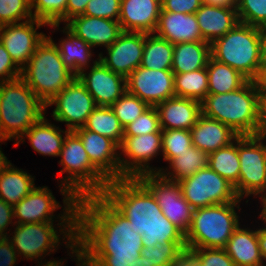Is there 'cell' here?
I'll return each mask as SVG.
<instances>
[{
    "mask_svg": "<svg viewBox=\"0 0 266 266\" xmlns=\"http://www.w3.org/2000/svg\"><path fill=\"white\" fill-rule=\"evenodd\" d=\"M77 240L91 266H132L142 235L102 194L79 200Z\"/></svg>",
    "mask_w": 266,
    "mask_h": 266,
    "instance_id": "obj_1",
    "label": "cell"
},
{
    "mask_svg": "<svg viewBox=\"0 0 266 266\" xmlns=\"http://www.w3.org/2000/svg\"><path fill=\"white\" fill-rule=\"evenodd\" d=\"M102 195L142 235L143 247L185 242V234L164 216L153 194L137 178L110 181Z\"/></svg>",
    "mask_w": 266,
    "mask_h": 266,
    "instance_id": "obj_2",
    "label": "cell"
},
{
    "mask_svg": "<svg viewBox=\"0 0 266 266\" xmlns=\"http://www.w3.org/2000/svg\"><path fill=\"white\" fill-rule=\"evenodd\" d=\"M261 86L248 80L241 88L222 94H207L201 102L202 114L229 126L239 136L258 135Z\"/></svg>",
    "mask_w": 266,
    "mask_h": 266,
    "instance_id": "obj_3",
    "label": "cell"
},
{
    "mask_svg": "<svg viewBox=\"0 0 266 266\" xmlns=\"http://www.w3.org/2000/svg\"><path fill=\"white\" fill-rule=\"evenodd\" d=\"M59 157L58 164L63 168L57 173V181L60 182L62 202H79L104 193L109 181L91 164L80 137L74 131L66 135Z\"/></svg>",
    "mask_w": 266,
    "mask_h": 266,
    "instance_id": "obj_4",
    "label": "cell"
},
{
    "mask_svg": "<svg viewBox=\"0 0 266 266\" xmlns=\"http://www.w3.org/2000/svg\"><path fill=\"white\" fill-rule=\"evenodd\" d=\"M45 111L46 105L21 77L0 82V143H16Z\"/></svg>",
    "mask_w": 266,
    "mask_h": 266,
    "instance_id": "obj_5",
    "label": "cell"
},
{
    "mask_svg": "<svg viewBox=\"0 0 266 266\" xmlns=\"http://www.w3.org/2000/svg\"><path fill=\"white\" fill-rule=\"evenodd\" d=\"M211 57L239 71L248 80L261 79V28L238 22L211 44Z\"/></svg>",
    "mask_w": 266,
    "mask_h": 266,
    "instance_id": "obj_6",
    "label": "cell"
},
{
    "mask_svg": "<svg viewBox=\"0 0 266 266\" xmlns=\"http://www.w3.org/2000/svg\"><path fill=\"white\" fill-rule=\"evenodd\" d=\"M78 222H44L15 224L14 232L8 234L13 248L20 259L41 262L54 254L60 245L68 248L77 240ZM58 226V227H56ZM59 228V230H58ZM12 235V237H10ZM62 236V237H61ZM62 241V242H61ZM64 243V245L62 244ZM23 256V258H22Z\"/></svg>",
    "mask_w": 266,
    "mask_h": 266,
    "instance_id": "obj_7",
    "label": "cell"
},
{
    "mask_svg": "<svg viewBox=\"0 0 266 266\" xmlns=\"http://www.w3.org/2000/svg\"><path fill=\"white\" fill-rule=\"evenodd\" d=\"M75 77L64 65L58 48L48 37L21 69V78L45 105Z\"/></svg>",
    "mask_w": 266,
    "mask_h": 266,
    "instance_id": "obj_8",
    "label": "cell"
},
{
    "mask_svg": "<svg viewBox=\"0 0 266 266\" xmlns=\"http://www.w3.org/2000/svg\"><path fill=\"white\" fill-rule=\"evenodd\" d=\"M242 200L194 209L191 225L185 234L186 245L194 248H224L241 224L238 211L242 210Z\"/></svg>",
    "mask_w": 266,
    "mask_h": 266,
    "instance_id": "obj_9",
    "label": "cell"
},
{
    "mask_svg": "<svg viewBox=\"0 0 266 266\" xmlns=\"http://www.w3.org/2000/svg\"><path fill=\"white\" fill-rule=\"evenodd\" d=\"M238 155L240 173L234 188L248 204L250 196L261 199L266 194V139L260 135L238 136Z\"/></svg>",
    "mask_w": 266,
    "mask_h": 266,
    "instance_id": "obj_10",
    "label": "cell"
},
{
    "mask_svg": "<svg viewBox=\"0 0 266 266\" xmlns=\"http://www.w3.org/2000/svg\"><path fill=\"white\" fill-rule=\"evenodd\" d=\"M78 206L79 202H63L62 207L48 186H35L27 196L13 206L14 220L16 224L78 222ZM60 208L63 212L55 215Z\"/></svg>",
    "mask_w": 266,
    "mask_h": 266,
    "instance_id": "obj_11",
    "label": "cell"
},
{
    "mask_svg": "<svg viewBox=\"0 0 266 266\" xmlns=\"http://www.w3.org/2000/svg\"><path fill=\"white\" fill-rule=\"evenodd\" d=\"M179 185L182 196L193 209L236 202L240 199L234 185L209 166L181 180Z\"/></svg>",
    "mask_w": 266,
    "mask_h": 266,
    "instance_id": "obj_12",
    "label": "cell"
},
{
    "mask_svg": "<svg viewBox=\"0 0 266 266\" xmlns=\"http://www.w3.org/2000/svg\"><path fill=\"white\" fill-rule=\"evenodd\" d=\"M161 154L162 132L123 136L119 146L121 179L138 178L148 173H160L163 166L157 168L150 163L153 162L154 157L162 156Z\"/></svg>",
    "mask_w": 266,
    "mask_h": 266,
    "instance_id": "obj_13",
    "label": "cell"
},
{
    "mask_svg": "<svg viewBox=\"0 0 266 266\" xmlns=\"http://www.w3.org/2000/svg\"><path fill=\"white\" fill-rule=\"evenodd\" d=\"M137 179L153 194L164 216L186 234L194 209L182 196L179 182L169 180L161 173L143 174Z\"/></svg>",
    "mask_w": 266,
    "mask_h": 266,
    "instance_id": "obj_14",
    "label": "cell"
},
{
    "mask_svg": "<svg viewBox=\"0 0 266 266\" xmlns=\"http://www.w3.org/2000/svg\"><path fill=\"white\" fill-rule=\"evenodd\" d=\"M54 105L51 116L54 121L65 123L69 131L83 127L88 116L97 107L93 97L77 77L46 104V112L48 107Z\"/></svg>",
    "mask_w": 266,
    "mask_h": 266,
    "instance_id": "obj_15",
    "label": "cell"
},
{
    "mask_svg": "<svg viewBox=\"0 0 266 266\" xmlns=\"http://www.w3.org/2000/svg\"><path fill=\"white\" fill-rule=\"evenodd\" d=\"M43 26L47 28L48 24L35 18L1 26L0 42L20 69L27 64L37 47L47 37L44 32H38Z\"/></svg>",
    "mask_w": 266,
    "mask_h": 266,
    "instance_id": "obj_16",
    "label": "cell"
},
{
    "mask_svg": "<svg viewBox=\"0 0 266 266\" xmlns=\"http://www.w3.org/2000/svg\"><path fill=\"white\" fill-rule=\"evenodd\" d=\"M127 92L149 106H156L175 96L172 70H152L138 66L126 78Z\"/></svg>",
    "mask_w": 266,
    "mask_h": 266,
    "instance_id": "obj_17",
    "label": "cell"
},
{
    "mask_svg": "<svg viewBox=\"0 0 266 266\" xmlns=\"http://www.w3.org/2000/svg\"><path fill=\"white\" fill-rule=\"evenodd\" d=\"M145 43V33L123 31L119 38L101 51L99 60L111 71L127 78L140 66Z\"/></svg>",
    "mask_w": 266,
    "mask_h": 266,
    "instance_id": "obj_18",
    "label": "cell"
},
{
    "mask_svg": "<svg viewBox=\"0 0 266 266\" xmlns=\"http://www.w3.org/2000/svg\"><path fill=\"white\" fill-rule=\"evenodd\" d=\"M76 77L91 94L97 106L110 107L127 91L126 78L111 71L100 60Z\"/></svg>",
    "mask_w": 266,
    "mask_h": 266,
    "instance_id": "obj_19",
    "label": "cell"
},
{
    "mask_svg": "<svg viewBox=\"0 0 266 266\" xmlns=\"http://www.w3.org/2000/svg\"><path fill=\"white\" fill-rule=\"evenodd\" d=\"M80 137L91 164L110 182L121 179L119 146L111 139L80 127Z\"/></svg>",
    "mask_w": 266,
    "mask_h": 266,
    "instance_id": "obj_20",
    "label": "cell"
},
{
    "mask_svg": "<svg viewBox=\"0 0 266 266\" xmlns=\"http://www.w3.org/2000/svg\"><path fill=\"white\" fill-rule=\"evenodd\" d=\"M161 9V0H121L118 21L123 31L153 34Z\"/></svg>",
    "mask_w": 266,
    "mask_h": 266,
    "instance_id": "obj_21",
    "label": "cell"
},
{
    "mask_svg": "<svg viewBox=\"0 0 266 266\" xmlns=\"http://www.w3.org/2000/svg\"><path fill=\"white\" fill-rule=\"evenodd\" d=\"M65 25L93 49L108 48L123 32L119 21L85 15L76 16Z\"/></svg>",
    "mask_w": 266,
    "mask_h": 266,
    "instance_id": "obj_22",
    "label": "cell"
},
{
    "mask_svg": "<svg viewBox=\"0 0 266 266\" xmlns=\"http://www.w3.org/2000/svg\"><path fill=\"white\" fill-rule=\"evenodd\" d=\"M48 26L52 28L54 32H58L60 29V31L63 32L62 34L65 35V38L62 37L58 43H56L50 35L47 37L58 48L64 65L76 76L81 71L93 66L99 60V58L95 60L92 58L95 49L83 39L79 38L65 24L63 27H60V24H49ZM62 28L63 30H61Z\"/></svg>",
    "mask_w": 266,
    "mask_h": 266,
    "instance_id": "obj_23",
    "label": "cell"
},
{
    "mask_svg": "<svg viewBox=\"0 0 266 266\" xmlns=\"http://www.w3.org/2000/svg\"><path fill=\"white\" fill-rule=\"evenodd\" d=\"M155 107L162 130H191L202 114L201 102L184 97L168 98Z\"/></svg>",
    "mask_w": 266,
    "mask_h": 266,
    "instance_id": "obj_24",
    "label": "cell"
},
{
    "mask_svg": "<svg viewBox=\"0 0 266 266\" xmlns=\"http://www.w3.org/2000/svg\"><path fill=\"white\" fill-rule=\"evenodd\" d=\"M46 117L47 115H44L32 125L13 146L26 143L25 139H28L31 148L38 154L59 157L65 137L70 131L62 130L60 126L54 125L55 123L52 124L51 120Z\"/></svg>",
    "mask_w": 266,
    "mask_h": 266,
    "instance_id": "obj_25",
    "label": "cell"
},
{
    "mask_svg": "<svg viewBox=\"0 0 266 266\" xmlns=\"http://www.w3.org/2000/svg\"><path fill=\"white\" fill-rule=\"evenodd\" d=\"M154 34L170 43L205 41L195 14L173 13L161 9Z\"/></svg>",
    "mask_w": 266,
    "mask_h": 266,
    "instance_id": "obj_26",
    "label": "cell"
},
{
    "mask_svg": "<svg viewBox=\"0 0 266 266\" xmlns=\"http://www.w3.org/2000/svg\"><path fill=\"white\" fill-rule=\"evenodd\" d=\"M190 133L193 145L207 154L229 145L239 136L229 126L203 114Z\"/></svg>",
    "mask_w": 266,
    "mask_h": 266,
    "instance_id": "obj_27",
    "label": "cell"
},
{
    "mask_svg": "<svg viewBox=\"0 0 266 266\" xmlns=\"http://www.w3.org/2000/svg\"><path fill=\"white\" fill-rule=\"evenodd\" d=\"M195 15L202 38L209 44L223 37L239 22L236 7L225 8L202 4Z\"/></svg>",
    "mask_w": 266,
    "mask_h": 266,
    "instance_id": "obj_28",
    "label": "cell"
},
{
    "mask_svg": "<svg viewBox=\"0 0 266 266\" xmlns=\"http://www.w3.org/2000/svg\"><path fill=\"white\" fill-rule=\"evenodd\" d=\"M240 224L224 247L235 266H266L258 244L257 228ZM254 229V230H253Z\"/></svg>",
    "mask_w": 266,
    "mask_h": 266,
    "instance_id": "obj_29",
    "label": "cell"
},
{
    "mask_svg": "<svg viewBox=\"0 0 266 266\" xmlns=\"http://www.w3.org/2000/svg\"><path fill=\"white\" fill-rule=\"evenodd\" d=\"M211 57V44L205 41L174 44L172 72L181 74L206 68Z\"/></svg>",
    "mask_w": 266,
    "mask_h": 266,
    "instance_id": "obj_30",
    "label": "cell"
},
{
    "mask_svg": "<svg viewBox=\"0 0 266 266\" xmlns=\"http://www.w3.org/2000/svg\"><path fill=\"white\" fill-rule=\"evenodd\" d=\"M34 181L35 176L9 162L0 176V199L15 206L33 190Z\"/></svg>",
    "mask_w": 266,
    "mask_h": 266,
    "instance_id": "obj_31",
    "label": "cell"
},
{
    "mask_svg": "<svg viewBox=\"0 0 266 266\" xmlns=\"http://www.w3.org/2000/svg\"><path fill=\"white\" fill-rule=\"evenodd\" d=\"M208 166V154L194 145L173 158L161 174L172 181L180 182Z\"/></svg>",
    "mask_w": 266,
    "mask_h": 266,
    "instance_id": "obj_32",
    "label": "cell"
},
{
    "mask_svg": "<svg viewBox=\"0 0 266 266\" xmlns=\"http://www.w3.org/2000/svg\"><path fill=\"white\" fill-rule=\"evenodd\" d=\"M208 94H222L241 88L248 79L227 64L209 58L207 63Z\"/></svg>",
    "mask_w": 266,
    "mask_h": 266,
    "instance_id": "obj_33",
    "label": "cell"
},
{
    "mask_svg": "<svg viewBox=\"0 0 266 266\" xmlns=\"http://www.w3.org/2000/svg\"><path fill=\"white\" fill-rule=\"evenodd\" d=\"M174 45L168 40L145 33V43L140 66L152 70H171Z\"/></svg>",
    "mask_w": 266,
    "mask_h": 266,
    "instance_id": "obj_34",
    "label": "cell"
},
{
    "mask_svg": "<svg viewBox=\"0 0 266 266\" xmlns=\"http://www.w3.org/2000/svg\"><path fill=\"white\" fill-rule=\"evenodd\" d=\"M208 166L235 186L240 173L238 137L229 145L208 154Z\"/></svg>",
    "mask_w": 266,
    "mask_h": 266,
    "instance_id": "obj_35",
    "label": "cell"
},
{
    "mask_svg": "<svg viewBox=\"0 0 266 266\" xmlns=\"http://www.w3.org/2000/svg\"><path fill=\"white\" fill-rule=\"evenodd\" d=\"M83 127L113 140L118 146L123 140L124 128L109 106H97Z\"/></svg>",
    "mask_w": 266,
    "mask_h": 266,
    "instance_id": "obj_36",
    "label": "cell"
},
{
    "mask_svg": "<svg viewBox=\"0 0 266 266\" xmlns=\"http://www.w3.org/2000/svg\"><path fill=\"white\" fill-rule=\"evenodd\" d=\"M175 96L202 102L208 94L207 69L174 74Z\"/></svg>",
    "mask_w": 266,
    "mask_h": 266,
    "instance_id": "obj_37",
    "label": "cell"
},
{
    "mask_svg": "<svg viewBox=\"0 0 266 266\" xmlns=\"http://www.w3.org/2000/svg\"><path fill=\"white\" fill-rule=\"evenodd\" d=\"M68 0H30L33 18L49 24H66Z\"/></svg>",
    "mask_w": 266,
    "mask_h": 266,
    "instance_id": "obj_38",
    "label": "cell"
},
{
    "mask_svg": "<svg viewBox=\"0 0 266 266\" xmlns=\"http://www.w3.org/2000/svg\"><path fill=\"white\" fill-rule=\"evenodd\" d=\"M192 146L190 130H162V157L167 164Z\"/></svg>",
    "mask_w": 266,
    "mask_h": 266,
    "instance_id": "obj_39",
    "label": "cell"
},
{
    "mask_svg": "<svg viewBox=\"0 0 266 266\" xmlns=\"http://www.w3.org/2000/svg\"><path fill=\"white\" fill-rule=\"evenodd\" d=\"M150 106L127 91L110 106L123 128L133 122Z\"/></svg>",
    "mask_w": 266,
    "mask_h": 266,
    "instance_id": "obj_40",
    "label": "cell"
},
{
    "mask_svg": "<svg viewBox=\"0 0 266 266\" xmlns=\"http://www.w3.org/2000/svg\"><path fill=\"white\" fill-rule=\"evenodd\" d=\"M238 20L256 27L266 26V0H236Z\"/></svg>",
    "mask_w": 266,
    "mask_h": 266,
    "instance_id": "obj_41",
    "label": "cell"
},
{
    "mask_svg": "<svg viewBox=\"0 0 266 266\" xmlns=\"http://www.w3.org/2000/svg\"><path fill=\"white\" fill-rule=\"evenodd\" d=\"M32 18L30 0H0V26Z\"/></svg>",
    "mask_w": 266,
    "mask_h": 266,
    "instance_id": "obj_42",
    "label": "cell"
},
{
    "mask_svg": "<svg viewBox=\"0 0 266 266\" xmlns=\"http://www.w3.org/2000/svg\"><path fill=\"white\" fill-rule=\"evenodd\" d=\"M162 132L155 106H150L139 117L124 128V136H137Z\"/></svg>",
    "mask_w": 266,
    "mask_h": 266,
    "instance_id": "obj_43",
    "label": "cell"
},
{
    "mask_svg": "<svg viewBox=\"0 0 266 266\" xmlns=\"http://www.w3.org/2000/svg\"><path fill=\"white\" fill-rule=\"evenodd\" d=\"M185 245L186 242H167L153 247H143L141 256L146 257L153 266H169L174 254Z\"/></svg>",
    "mask_w": 266,
    "mask_h": 266,
    "instance_id": "obj_44",
    "label": "cell"
},
{
    "mask_svg": "<svg viewBox=\"0 0 266 266\" xmlns=\"http://www.w3.org/2000/svg\"><path fill=\"white\" fill-rule=\"evenodd\" d=\"M120 5L121 0H90L83 15L118 21Z\"/></svg>",
    "mask_w": 266,
    "mask_h": 266,
    "instance_id": "obj_45",
    "label": "cell"
},
{
    "mask_svg": "<svg viewBox=\"0 0 266 266\" xmlns=\"http://www.w3.org/2000/svg\"><path fill=\"white\" fill-rule=\"evenodd\" d=\"M201 254L202 266H235L224 248H196Z\"/></svg>",
    "mask_w": 266,
    "mask_h": 266,
    "instance_id": "obj_46",
    "label": "cell"
},
{
    "mask_svg": "<svg viewBox=\"0 0 266 266\" xmlns=\"http://www.w3.org/2000/svg\"><path fill=\"white\" fill-rule=\"evenodd\" d=\"M169 266H202L201 254L194 247L182 246L172 257Z\"/></svg>",
    "mask_w": 266,
    "mask_h": 266,
    "instance_id": "obj_47",
    "label": "cell"
},
{
    "mask_svg": "<svg viewBox=\"0 0 266 266\" xmlns=\"http://www.w3.org/2000/svg\"><path fill=\"white\" fill-rule=\"evenodd\" d=\"M19 77H21V69L0 42V82L15 80Z\"/></svg>",
    "mask_w": 266,
    "mask_h": 266,
    "instance_id": "obj_48",
    "label": "cell"
},
{
    "mask_svg": "<svg viewBox=\"0 0 266 266\" xmlns=\"http://www.w3.org/2000/svg\"><path fill=\"white\" fill-rule=\"evenodd\" d=\"M202 4V0H161L162 10L173 13L195 14Z\"/></svg>",
    "mask_w": 266,
    "mask_h": 266,
    "instance_id": "obj_49",
    "label": "cell"
},
{
    "mask_svg": "<svg viewBox=\"0 0 266 266\" xmlns=\"http://www.w3.org/2000/svg\"><path fill=\"white\" fill-rule=\"evenodd\" d=\"M15 224L13 206L0 199V235L7 237L8 234L12 233L10 231L13 230L8 228V226L10 225L13 227Z\"/></svg>",
    "mask_w": 266,
    "mask_h": 266,
    "instance_id": "obj_50",
    "label": "cell"
},
{
    "mask_svg": "<svg viewBox=\"0 0 266 266\" xmlns=\"http://www.w3.org/2000/svg\"><path fill=\"white\" fill-rule=\"evenodd\" d=\"M18 259L11 241L5 237L0 243V266H15Z\"/></svg>",
    "mask_w": 266,
    "mask_h": 266,
    "instance_id": "obj_51",
    "label": "cell"
},
{
    "mask_svg": "<svg viewBox=\"0 0 266 266\" xmlns=\"http://www.w3.org/2000/svg\"><path fill=\"white\" fill-rule=\"evenodd\" d=\"M90 0H68L66 5V23L72 18L83 15Z\"/></svg>",
    "mask_w": 266,
    "mask_h": 266,
    "instance_id": "obj_52",
    "label": "cell"
},
{
    "mask_svg": "<svg viewBox=\"0 0 266 266\" xmlns=\"http://www.w3.org/2000/svg\"><path fill=\"white\" fill-rule=\"evenodd\" d=\"M67 251L69 252V253L67 252V254H69V256L72 257V259H74V261L76 262V266H91V264L86 260V255L83 246L80 244L78 240H76L73 244H71L67 248Z\"/></svg>",
    "mask_w": 266,
    "mask_h": 266,
    "instance_id": "obj_53",
    "label": "cell"
},
{
    "mask_svg": "<svg viewBox=\"0 0 266 266\" xmlns=\"http://www.w3.org/2000/svg\"><path fill=\"white\" fill-rule=\"evenodd\" d=\"M263 222V226H259L257 228V237H258V244H259V249L262 255V258L266 264V221L261 220Z\"/></svg>",
    "mask_w": 266,
    "mask_h": 266,
    "instance_id": "obj_54",
    "label": "cell"
},
{
    "mask_svg": "<svg viewBox=\"0 0 266 266\" xmlns=\"http://www.w3.org/2000/svg\"><path fill=\"white\" fill-rule=\"evenodd\" d=\"M258 135L266 139V96H261L260 127Z\"/></svg>",
    "mask_w": 266,
    "mask_h": 266,
    "instance_id": "obj_55",
    "label": "cell"
},
{
    "mask_svg": "<svg viewBox=\"0 0 266 266\" xmlns=\"http://www.w3.org/2000/svg\"><path fill=\"white\" fill-rule=\"evenodd\" d=\"M261 71H266V26L261 28Z\"/></svg>",
    "mask_w": 266,
    "mask_h": 266,
    "instance_id": "obj_56",
    "label": "cell"
},
{
    "mask_svg": "<svg viewBox=\"0 0 266 266\" xmlns=\"http://www.w3.org/2000/svg\"><path fill=\"white\" fill-rule=\"evenodd\" d=\"M203 4L217 7H236V0H202Z\"/></svg>",
    "mask_w": 266,
    "mask_h": 266,
    "instance_id": "obj_57",
    "label": "cell"
},
{
    "mask_svg": "<svg viewBox=\"0 0 266 266\" xmlns=\"http://www.w3.org/2000/svg\"><path fill=\"white\" fill-rule=\"evenodd\" d=\"M65 261L61 259L56 260V259H50V260H46V261H41L39 262L36 266H66L64 265Z\"/></svg>",
    "mask_w": 266,
    "mask_h": 266,
    "instance_id": "obj_58",
    "label": "cell"
},
{
    "mask_svg": "<svg viewBox=\"0 0 266 266\" xmlns=\"http://www.w3.org/2000/svg\"><path fill=\"white\" fill-rule=\"evenodd\" d=\"M259 204H261L260 208L262 209L260 213H258V218L261 220H265L266 221V194L259 200ZM261 201V203H260Z\"/></svg>",
    "mask_w": 266,
    "mask_h": 266,
    "instance_id": "obj_59",
    "label": "cell"
},
{
    "mask_svg": "<svg viewBox=\"0 0 266 266\" xmlns=\"http://www.w3.org/2000/svg\"><path fill=\"white\" fill-rule=\"evenodd\" d=\"M0 145H2V144H0ZM1 149L2 148L0 147V176H1V173L4 170V168L10 162V160H8L7 156H5V154L3 153V151Z\"/></svg>",
    "mask_w": 266,
    "mask_h": 266,
    "instance_id": "obj_60",
    "label": "cell"
},
{
    "mask_svg": "<svg viewBox=\"0 0 266 266\" xmlns=\"http://www.w3.org/2000/svg\"><path fill=\"white\" fill-rule=\"evenodd\" d=\"M132 266H153V264H151L146 257L143 256H139L135 261L134 264Z\"/></svg>",
    "mask_w": 266,
    "mask_h": 266,
    "instance_id": "obj_61",
    "label": "cell"
},
{
    "mask_svg": "<svg viewBox=\"0 0 266 266\" xmlns=\"http://www.w3.org/2000/svg\"><path fill=\"white\" fill-rule=\"evenodd\" d=\"M259 83L261 86V96H266V71H261Z\"/></svg>",
    "mask_w": 266,
    "mask_h": 266,
    "instance_id": "obj_62",
    "label": "cell"
},
{
    "mask_svg": "<svg viewBox=\"0 0 266 266\" xmlns=\"http://www.w3.org/2000/svg\"><path fill=\"white\" fill-rule=\"evenodd\" d=\"M6 236L4 235H0V243L2 242V240L5 238Z\"/></svg>",
    "mask_w": 266,
    "mask_h": 266,
    "instance_id": "obj_63",
    "label": "cell"
}]
</instances>
